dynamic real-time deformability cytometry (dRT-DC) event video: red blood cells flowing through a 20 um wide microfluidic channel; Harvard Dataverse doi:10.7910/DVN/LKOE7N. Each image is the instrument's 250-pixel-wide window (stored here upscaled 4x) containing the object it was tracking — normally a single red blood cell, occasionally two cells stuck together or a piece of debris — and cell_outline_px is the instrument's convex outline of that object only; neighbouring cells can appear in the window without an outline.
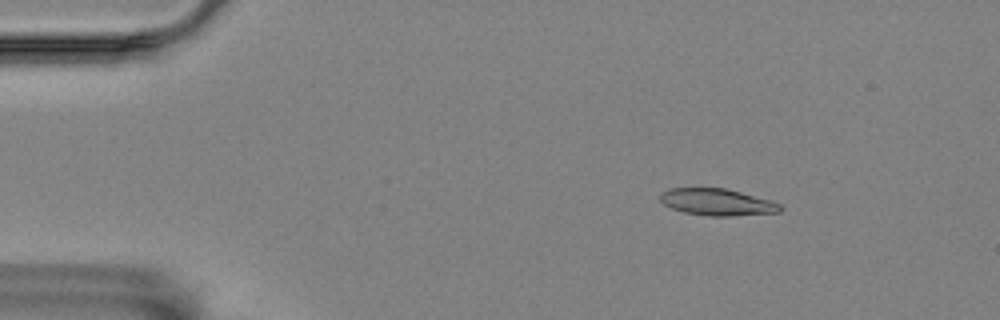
{"species": "Egyptian fruit bat (a non-hibernating species)", "species_latin": "Rousettus aegyptiacus", "temperature_condition": "room temperature", "stored_images_in_passage": 49, "camera_frame_rate_fps": 3000, "um_per_image_px": 0.085, "animal": {"sex": "female"}, "frame": {"image": 1, "passage_image": 1, "time_ms": 0.0, "image_size_px": [1000, 320], "cell_outline_px": [[780, 212], [732, 216], [708, 216], [684, 212], [672, 208], [664, 204], [660, 200], [660, 192], [668, 188], [724, 188], [740, 192], [768, 200], [780, 204]], "centroid_in_image_um": [60.9, 17.18], "position_along_channel_um": 24.1, "area_um2": 18.55}}
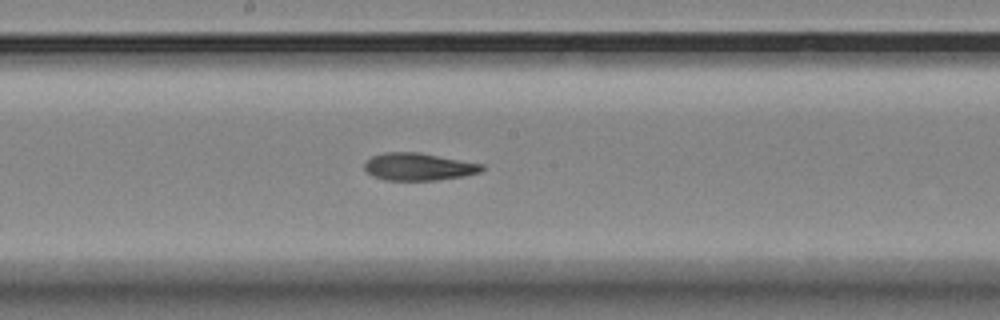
{"frame": {"image": 2, "passage_image": 23, "time_ms": 7.333, "image_size_px": [1000, 320], "cell_outline_px": [[484, 168], [480, 172], [464, 176], [436, 180], [384, 180], [372, 176], [364, 168], [364, 164], [372, 156], [384, 152], [416, 152], [484, 164]], "centroid_in_image_um": [35.57, 14.17], "position_along_channel_um": 212.6, "area_um2": 18.67}}
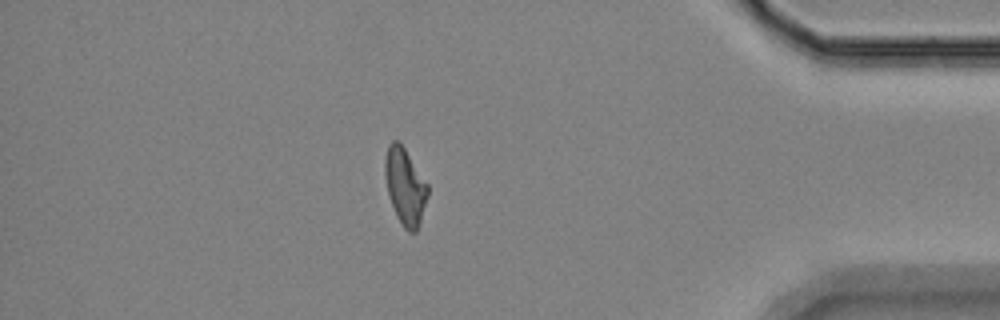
{"frame": {"image": 3, "passage_image": 42, "time_ms": 13.667, "image_size_px": [1000, 320], "cell_outline_px": [[428, 196], [416, 232], [408, 232], [404, 228], [396, 216], [388, 192], [384, 172], [384, 160], [388, 144], [392, 140], [396, 140], [404, 148], [428, 184]], "centroid_in_image_um": [34.42, 15.84], "position_along_channel_um": 400.8, "area_um2": 18.84}, "authors_computed_cell_mechanics": {"area_um2": 19.2474, "velocity_mm_per_s": 3.5325, "shape_relaxation_time_tau1_ms": 6.8612, "shape_relaxation_time_tau2_ms": 2.647, "deformation_change_tau1": 0.1919, "deformation_change_tau2": 0.0999}}